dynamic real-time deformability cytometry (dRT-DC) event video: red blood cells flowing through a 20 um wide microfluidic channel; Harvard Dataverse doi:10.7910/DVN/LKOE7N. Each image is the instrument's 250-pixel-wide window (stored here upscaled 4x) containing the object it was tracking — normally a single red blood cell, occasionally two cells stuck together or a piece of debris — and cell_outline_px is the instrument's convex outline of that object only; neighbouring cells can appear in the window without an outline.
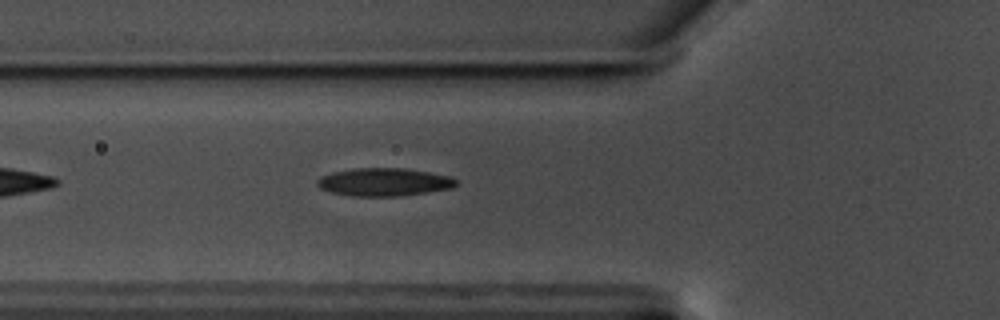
{"species": "common noctule bat (a hibernating species)", "species_latin": "Nyctalus noctula", "temperature_condition": "warm", "stored_images_in_passage": 41, "camera_frame_rate_fps": 3000, "um_per_image_px": 0.085, "animal": {"sex": "male", "body_mass_g": 17.5, "forearm_length_mm": 52.3}, "frame": {"image": 1, "passage_image": 6, "time_ms": 1.667, "image_size_px": [1000, 320], "cell_outline_px": [[456, 184], [452, 188], [400, 196], [352, 196], [332, 192], [320, 188], [316, 184], [316, 180], [332, 172], [356, 168], [404, 168], [452, 176], [456, 180]], "centroid_in_image_um": [32.65, 15.47], "position_along_channel_um": 93.2, "area_um2": 22.48}}
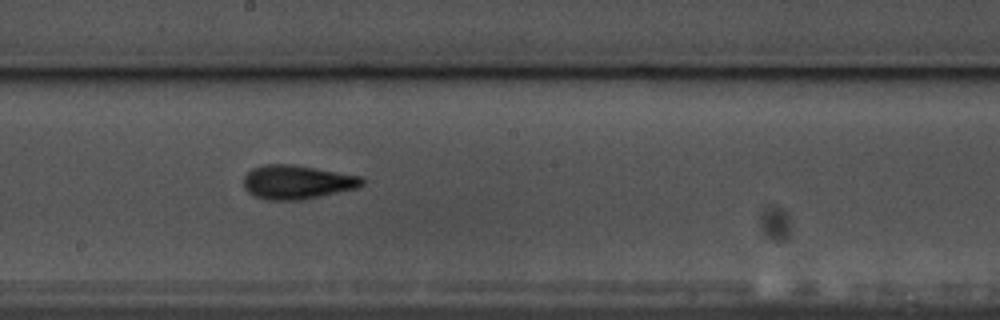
{"frame": {"image": 2, "passage_image": 17, "time_ms": 5.333, "image_size_px": [1000, 320], "cell_outline_px": [[364, 184], [360, 188], [300, 200], [268, 200], [252, 196], [244, 188], [244, 176], [252, 168], [264, 164], [292, 164], [360, 176], [364, 180]], "centroid_in_image_um": [25.24, 15.48], "position_along_channel_um": 223.0, "area_um2": 23.52}}
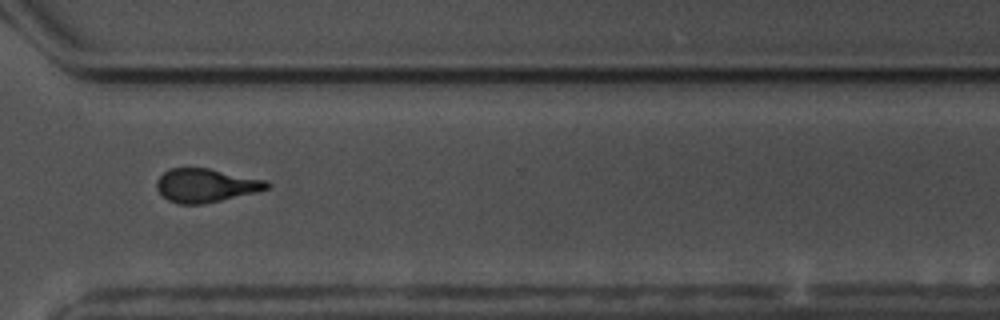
{"frame": {"image": 3, "passage_image": 28, "time_ms": 9.0, "image_size_px": [1000, 320], "cell_outline_px": [[272, 184], [268, 188], [256, 192], [204, 204], [180, 204], [168, 200], [156, 188], [156, 180], [164, 172], [172, 168], [208, 168], [268, 180]], "centroid_in_image_um": [17.52, 15.75], "position_along_channel_um": 353.1, "area_um2": 21.56}}